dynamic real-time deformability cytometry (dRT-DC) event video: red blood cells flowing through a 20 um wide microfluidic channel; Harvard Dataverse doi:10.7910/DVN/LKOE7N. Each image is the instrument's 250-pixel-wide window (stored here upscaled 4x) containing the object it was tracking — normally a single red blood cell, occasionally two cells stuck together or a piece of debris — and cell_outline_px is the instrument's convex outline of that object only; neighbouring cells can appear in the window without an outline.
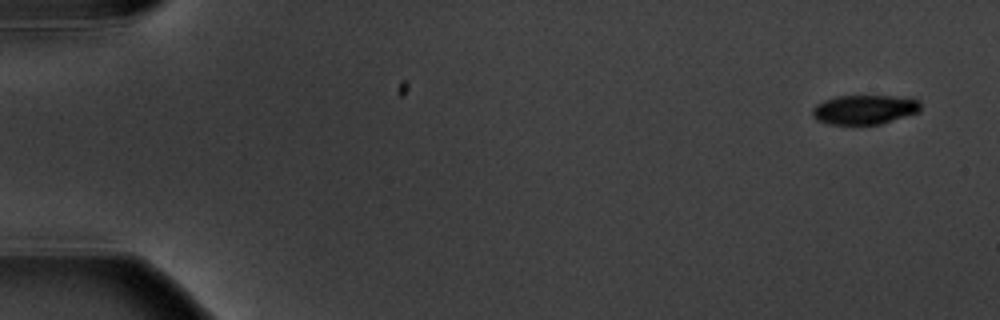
{"species": "common noctule bat (a hibernating species)", "species_latin": "Nyctalus noctula", "temperature_condition": "warm", "stored_images_in_passage": 5, "camera_frame_rate_fps": 3000, "um_per_image_px": 0.085, "animal": {"sex": "male", "body_mass_g": 20.1, "forearm_length_mm": 53.5}, "frame": {"image": 1, "passage_image": 1, "time_ms": 0.0, "image_size_px": [1000, 320], "cell_outline_px": [[920, 112], [880, 124], [828, 124], [816, 120], [812, 116], [812, 108], [816, 104], [824, 100], [836, 96], [912, 96], [920, 100]], "centroid_in_image_um": [73.51, 9.3], "position_along_channel_um": 11.5, "area_um2": 18.84}}
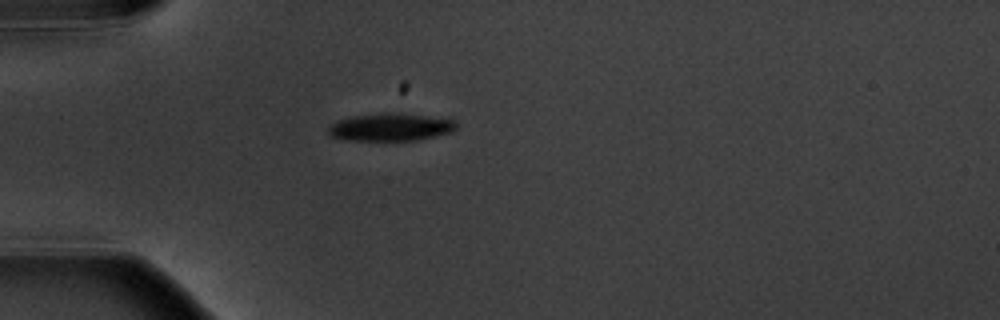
{"frame": {"image": 2, "passage_image": 5, "time_ms": 4.667, "image_size_px": [1000, 320], "cell_outline_px": [[456, 128], [452, 132], [416, 140], [348, 140], [332, 136], [328, 132], [328, 128], [336, 120], [352, 116], [384, 112], [400, 112], [456, 120]], "centroid_in_image_um": [33.2, 10.78], "position_along_channel_um": 51.8, "area_um2": 20.69}}